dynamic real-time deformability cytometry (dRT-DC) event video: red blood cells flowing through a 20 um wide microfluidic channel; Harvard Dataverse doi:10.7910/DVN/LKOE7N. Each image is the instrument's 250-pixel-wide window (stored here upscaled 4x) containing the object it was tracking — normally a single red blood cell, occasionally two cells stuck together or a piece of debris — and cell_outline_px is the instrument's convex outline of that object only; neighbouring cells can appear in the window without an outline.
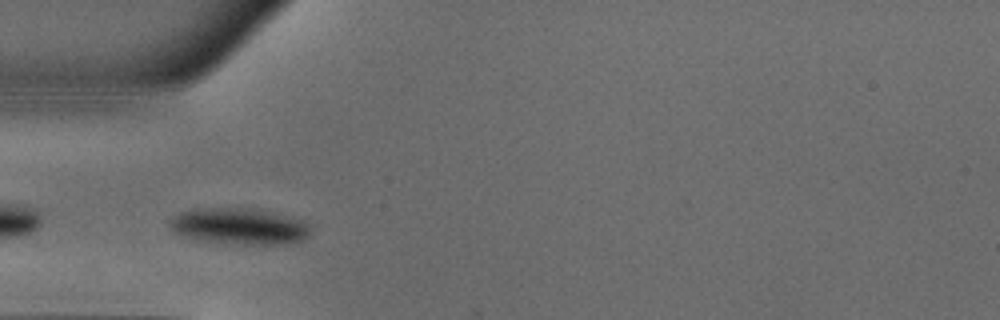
{"species": "common noctule bat (a hibernating species)", "species_latin": "Nyctalus noctula", "temperature_condition": "warm", "stored_images_in_passage": 43, "camera_frame_rate_fps": 3000, "um_per_image_px": 0.085, "animal": {"sex": "male", "body_mass_g": 18.8}, "frame": {"image": 1, "passage_image": 9, "time_ms": 2.667, "image_size_px": [1000, 320], "cell_outline_px": [[312, 232], [304, 240], [292, 244], [244, 244], [196, 240], [172, 232], [168, 228], [172, 220], [180, 212], [192, 208], [260, 208], [292, 216], [304, 220], [312, 224]], "centroid_in_image_um": [20.44, 19.22], "position_along_channel_um": 64.6, "area_um2": 30.63}}
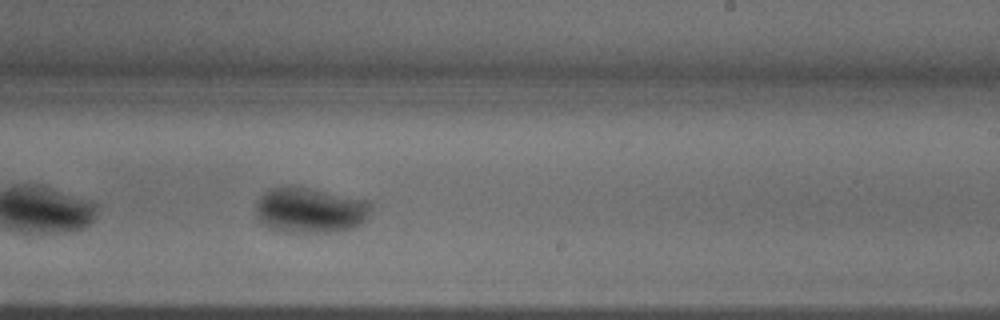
{"frame": {"image": 2, "passage_image": 24, "time_ms": 7.667, "image_size_px": [1000, 320], "cell_outline_px": [[372, 204], [368, 216], [360, 224], [352, 228], [328, 232], [288, 232], [276, 228], [260, 220], [256, 212], [256, 200], [264, 192], [280, 184], [292, 184], [312, 188], [368, 200]], "centroid_in_image_um": [26.37, 17.81], "position_along_channel_um": 262.6, "area_um2": 30.63}}
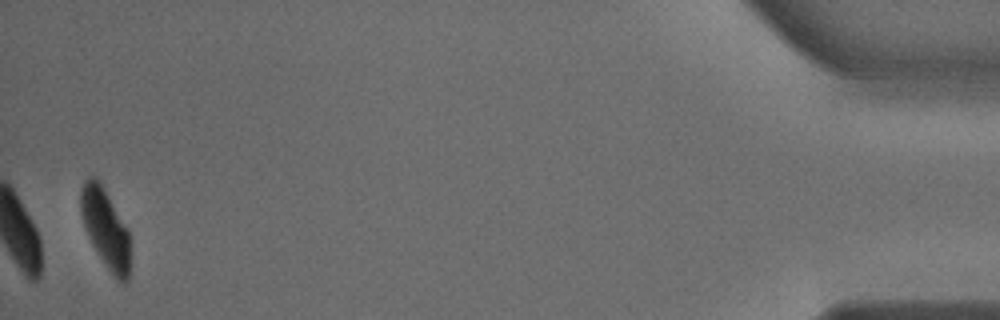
{"frame": {"image": 3, "passage_image": 43, "time_ms": 14.0, "image_size_px": [1000, 320], "cell_outline_px": [[128, 280], [124, 284], [120, 284], [116, 280], [100, 256], [84, 224], [80, 212], [80, 192], [84, 180], [88, 176], [96, 176], [100, 180], [128, 228]], "centroid_in_image_um": [8.96, 19.33], "position_along_channel_um": 426.2, "area_um2": 22.43}, "authors_computed_cell_mechanics": {"area_um2": 29.0734, "velocity_mm_per_s": 3.9678, "shape_relaxation_time_tau1_ms": 10.1347, "shape_relaxation_time_tau2_ms": null, "deformation_change_tau1": 0.2734, "deformation_change_tau2": null}}